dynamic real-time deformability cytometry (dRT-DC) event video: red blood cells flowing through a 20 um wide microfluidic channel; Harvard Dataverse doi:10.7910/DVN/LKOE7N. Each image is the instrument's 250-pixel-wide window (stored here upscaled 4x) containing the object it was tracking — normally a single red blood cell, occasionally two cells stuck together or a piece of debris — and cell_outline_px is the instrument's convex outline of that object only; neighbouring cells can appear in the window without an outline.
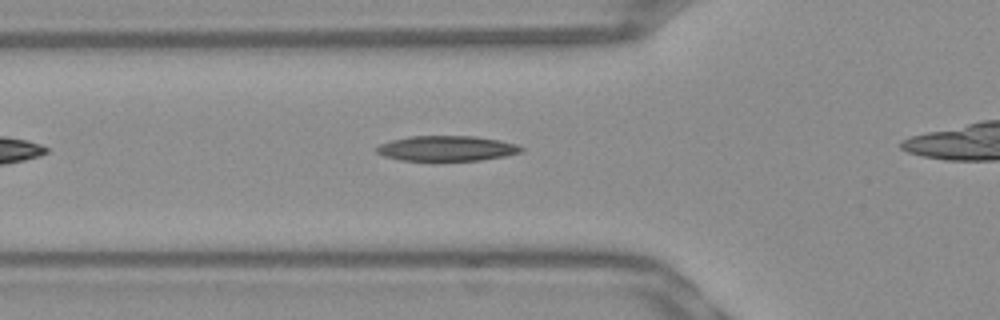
{"species": "Egyptian fruit bat (a non-hibernating species)", "species_latin": "Rousettus aegyptiacus", "temperature_condition": "warm", "stored_images_in_passage": 21, "camera_frame_rate_fps": 3000, "um_per_image_px": 0.085, "frame": {"image": 1, "passage_image": 2, "time_ms": 0.333, "image_size_px": [1000, 320], "cell_outline_px": [[524, 152], [504, 156], [480, 160], [400, 160], [384, 156], [376, 152], [376, 148], [380, 144], [392, 140], [408, 136], [476, 136], [500, 140], [516, 144], [524, 148]], "centroid_in_image_um": [38.0, 12.6], "position_along_channel_um": 87.8, "area_um2": 21.21}}
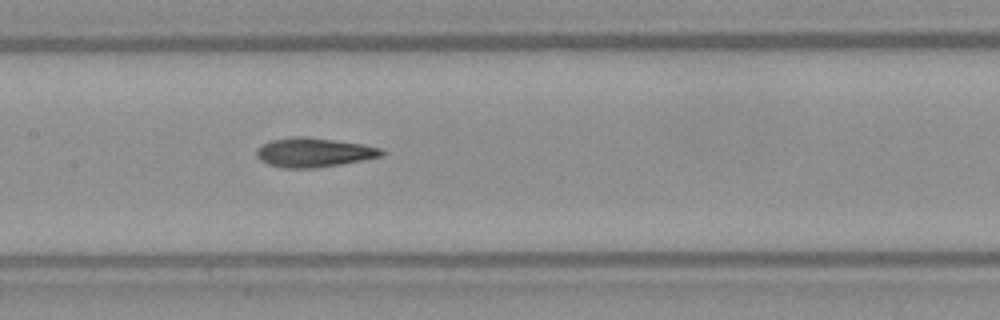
{"frame": {"image": 2, "passage_image": 9, "time_ms": 2.667, "image_size_px": [1000, 320], "cell_outline_px": [[384, 156], [340, 164], [312, 168], [284, 168], [268, 164], [260, 160], [256, 156], [256, 148], [272, 140], [292, 136], [308, 136], [336, 140], [360, 144], [380, 148], [384, 152]], "centroid_in_image_um": [26.65, 12.95], "position_along_channel_um": 180.8, "area_um2": 21.27}}
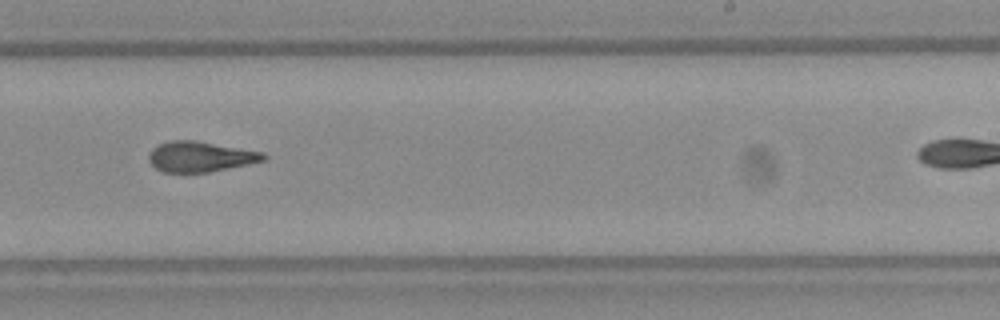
{"frame": {"image": 3, "passage_image": 16, "time_ms": 5.0, "image_size_px": [1000, 320], "cell_outline_px": [[268, 160], [208, 172], [164, 172], [156, 168], [148, 160], [148, 152], [152, 148], [168, 140], [196, 140], [264, 152], [268, 156]], "centroid_in_image_um": [17.04, 13.3], "position_along_channel_um": 272.0, "area_um2": 20.46}}